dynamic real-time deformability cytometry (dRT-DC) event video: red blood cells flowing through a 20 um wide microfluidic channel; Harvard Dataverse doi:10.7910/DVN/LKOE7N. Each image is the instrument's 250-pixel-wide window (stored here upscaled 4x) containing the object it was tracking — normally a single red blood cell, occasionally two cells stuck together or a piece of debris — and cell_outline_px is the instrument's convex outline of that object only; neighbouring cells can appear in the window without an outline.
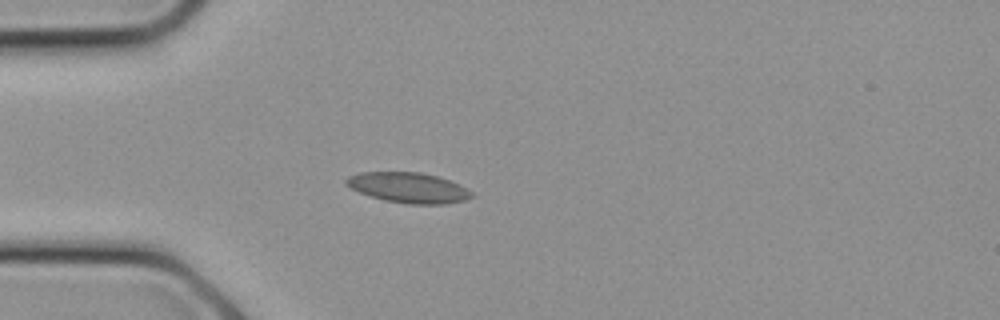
{"species": "common noctule bat (a hibernating species)", "species_latin": "Nyctalus noctula", "temperature_condition": "cold", "stored_images_in_passage": 8, "camera_frame_rate_fps": 3000, "um_per_image_px": 0.085, "animal": {"sex": "female", "body_mass_g": 21.9}, "frame": {"image": 1, "passage_image": 6, "time_ms": 1.667, "image_size_px": [1000, 320], "cell_outline_px": [[476, 196], [464, 200], [448, 204], [408, 204], [384, 200], [360, 192], [344, 184], [344, 180], [348, 176], [360, 172], [420, 172], [436, 176], [460, 184], [472, 192]], "centroid_in_image_um": [34.73, 15.95], "position_along_channel_um": 50.3, "area_um2": 22.2}}
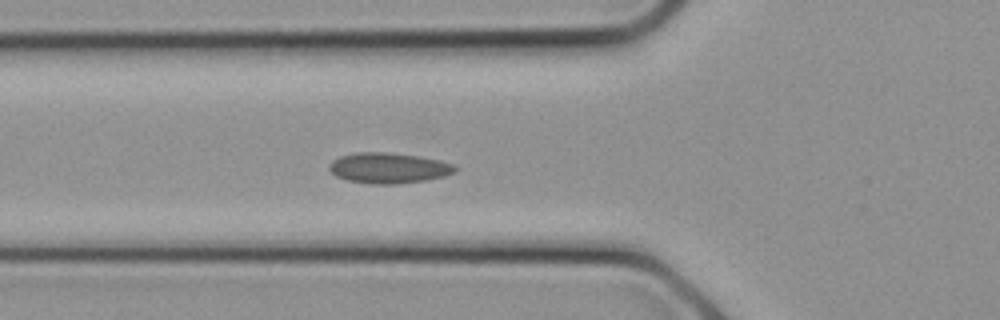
{"frame": {"image": 2, "passage_image": 8, "time_ms": 2.333, "image_size_px": [1000, 320], "cell_outline_px": [[456, 172], [444, 176], [428, 180], [396, 184], [368, 184], [348, 180], [336, 176], [328, 168], [328, 164], [332, 160], [340, 156], [356, 152], [384, 152], [416, 156], [440, 160], [452, 164], [456, 168]], "centroid_in_image_um": [33.0, 14.29], "position_along_channel_um": 92.8, "area_um2": 22.43}}